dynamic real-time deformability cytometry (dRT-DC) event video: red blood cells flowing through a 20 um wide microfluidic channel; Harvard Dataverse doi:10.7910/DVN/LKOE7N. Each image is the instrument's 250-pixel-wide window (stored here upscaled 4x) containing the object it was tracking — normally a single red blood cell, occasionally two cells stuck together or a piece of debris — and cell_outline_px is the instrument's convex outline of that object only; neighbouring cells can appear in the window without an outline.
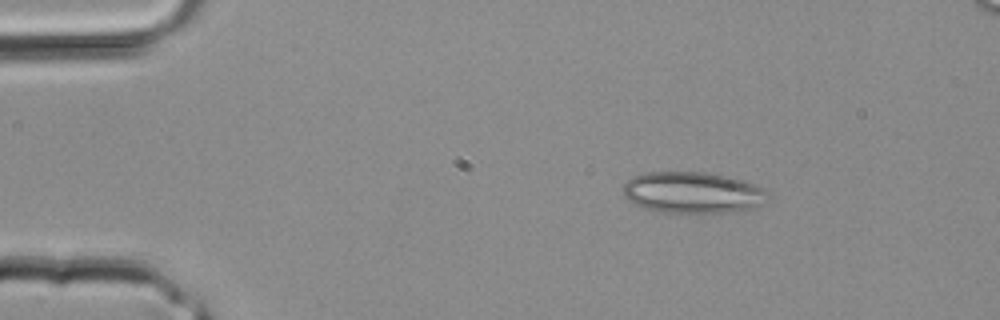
{"species": "common noctule bat (a hibernating species)", "species_latin": "Nyctalus noctula", "temperature_condition": "room temperature", "stored_images_in_passage": 3, "segment_of_instrument_passage": [1, 2], "camera_frame_rate_fps": 3000, "um_per_image_px": 0.085, "animal": {"sex": "male", "body_mass_g": 20.4}, "frame": {"image": 1, "passage_image": 1, "time_ms": 0.0, "image_size_px": [1000, 320], "cell_outline_px": [[768, 204], [740, 212], [660, 212], [644, 208], [636, 204], [624, 196], [624, 184], [632, 176], [644, 172], [704, 172], [744, 180], [760, 188], [768, 196]], "centroid_in_image_um": [58.9, 16.37], "position_along_channel_um": 26.1, "area_um2": 34.85}}